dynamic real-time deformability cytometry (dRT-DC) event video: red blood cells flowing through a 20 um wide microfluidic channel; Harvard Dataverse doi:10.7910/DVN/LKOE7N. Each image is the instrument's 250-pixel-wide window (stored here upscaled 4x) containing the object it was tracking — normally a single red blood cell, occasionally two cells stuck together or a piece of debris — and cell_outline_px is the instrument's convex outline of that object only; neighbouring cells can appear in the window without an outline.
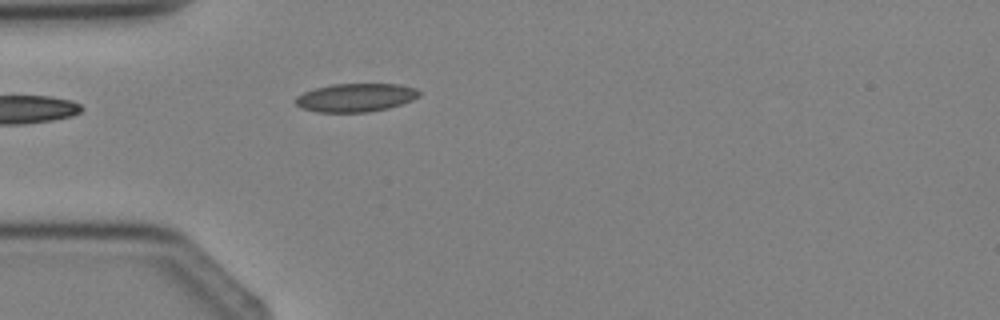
{"species": "Egyptian fruit bat (a non-hibernating species)", "species_latin": "Rousettus aegyptiacus", "temperature_condition": "cold", "stored_images_in_passage": 4, "camera_frame_rate_fps": 3000, "um_per_image_px": 0.085, "animal": {"sex": "female"}, "frame": {"image": 1, "passage_image": 4, "time_ms": 3.333, "image_size_px": [1000, 320], "cell_outline_px": [[420, 96], [412, 100], [388, 108], [368, 112], [316, 112], [300, 108], [296, 104], [296, 96], [304, 92], [316, 88], [332, 84], [400, 84], [416, 88], [420, 92]], "centroid_in_image_um": [30.23, 8.29], "position_along_channel_um": 54.8, "area_um2": 20.46}}